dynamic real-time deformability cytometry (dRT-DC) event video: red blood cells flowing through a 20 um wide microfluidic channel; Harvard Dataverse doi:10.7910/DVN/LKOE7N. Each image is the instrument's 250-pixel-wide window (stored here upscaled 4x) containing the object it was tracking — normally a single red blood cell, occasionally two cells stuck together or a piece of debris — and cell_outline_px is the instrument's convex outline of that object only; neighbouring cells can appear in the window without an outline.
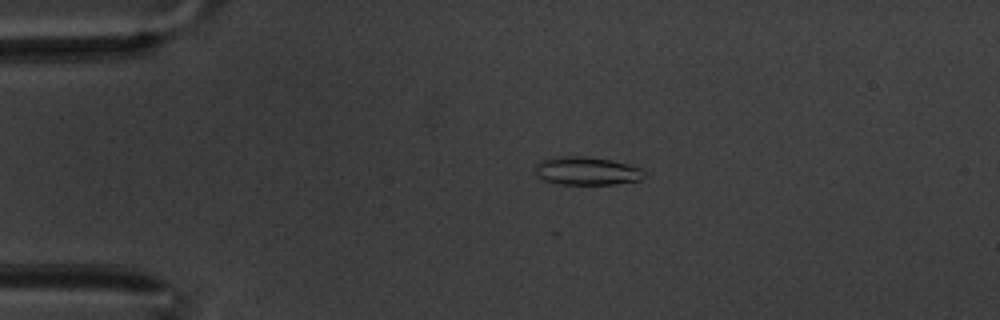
{"species": "common noctule bat (a hibernating species)", "species_latin": "Nyctalus noctula", "temperature_condition": "warm", "stored_images_in_passage": 59, "camera_frame_rate_fps": 3000, "um_per_image_px": 0.085, "animal": {"sex": "male", "body_mass_g": 20.1, "forearm_length_mm": 53.5}, "frame": {"image": 1, "passage_image": 12, "time_ms": 3.667, "image_size_px": [1000, 320], "cell_outline_px": [[644, 176], [640, 180], [616, 184], [552, 184], [540, 180], [536, 176], [536, 164], [540, 160], [556, 156], [584, 156], [612, 160], [628, 164], [640, 168], [644, 172]], "centroid_in_image_um": [49.81, 14.53], "position_along_channel_um": 35.2, "area_um2": 18.21}}
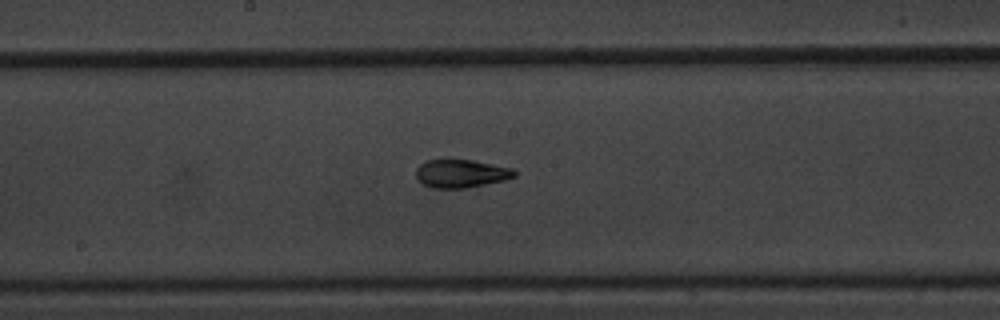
{"frame": {"image": 2, "passage_image": 31, "time_ms": 10.0, "image_size_px": [1000, 320], "cell_outline_px": [[516, 176], [504, 180], [464, 188], [432, 188], [416, 180], [416, 168], [420, 164], [428, 160], [448, 156], [472, 160], [512, 168], [516, 172]], "centroid_in_image_um": [39.12, 14.7], "position_along_channel_um": 209.1, "area_um2": 16.65}}
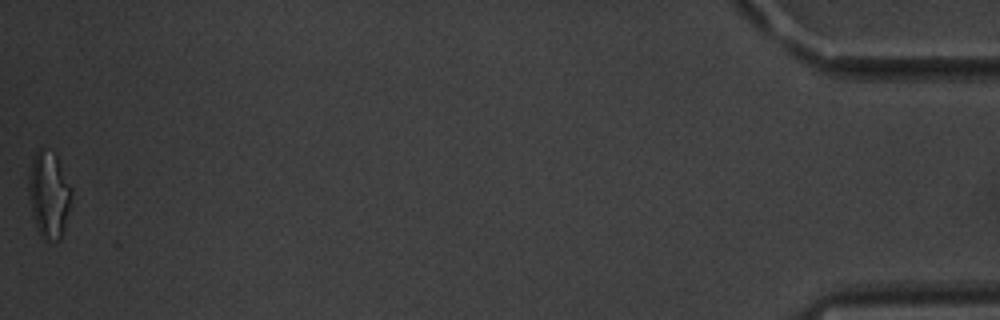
{"frame": {"image": 3, "passage_image": 59, "time_ms": 19.333, "image_size_px": [1000, 320], "cell_outline_px": [[72, 192], [64, 228], [60, 240], [52, 244], [48, 244], [40, 236], [36, 228], [28, 196], [28, 176], [32, 160], [36, 152], [40, 148], [56, 156], [72, 188]], "centroid_in_image_um": [4.14, 16.63], "position_along_channel_um": 431.1, "area_um2": 21.62}}